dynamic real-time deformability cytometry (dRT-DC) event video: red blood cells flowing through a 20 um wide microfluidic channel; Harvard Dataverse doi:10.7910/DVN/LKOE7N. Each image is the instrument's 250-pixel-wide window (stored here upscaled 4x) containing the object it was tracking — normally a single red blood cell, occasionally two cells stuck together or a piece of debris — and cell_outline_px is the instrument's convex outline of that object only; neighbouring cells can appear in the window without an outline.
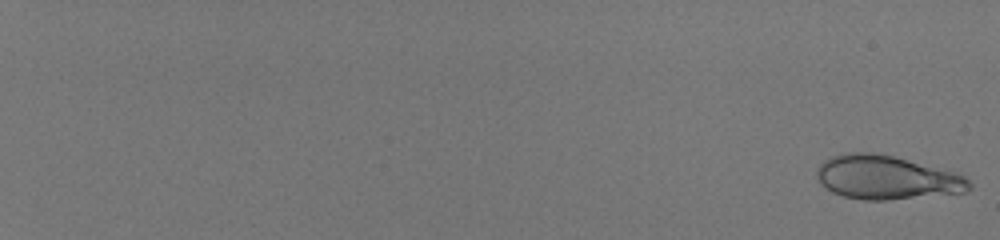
{"species": "human", "species_latin": "Homo sapiens", "temperature_condition": "room temperature", "stored_images_in_passage": 57, "camera_frame_rate_fps": 3000, "um_per_image_px": 0.085, "donor": {"sex": "male"}, "frame": {"image": 1, "passage_image": 1, "time_ms": 0.0, "image_size_px": [1000, 240], "cell_outline_px": [[972, 188], [964, 192], [888, 200], [864, 200], [844, 196], [832, 192], [820, 184], [816, 176], [816, 168], [824, 160], [832, 156], [844, 152], [872, 152], [892, 156], [908, 160], [952, 172], [964, 176], [972, 184]], "centroid_in_image_um": [75.29, 15.09], "position_along_channel_um": 9.7, "area_um2": 38.73}}
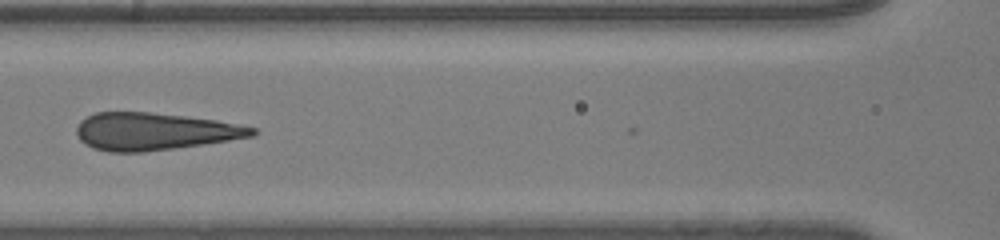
{"frame": {"image": 2, "passage_image": 33, "time_ms": 10.667, "image_size_px": [1000, 240], "cell_outline_px": [[256, 132], [252, 136], [204, 144], [144, 152], [108, 152], [92, 148], [84, 144], [80, 140], [76, 132], [76, 128], [80, 120], [96, 112], [152, 112], [216, 120], [240, 124], [256, 128]], "centroid_in_image_um": [13.08, 11.17], "position_along_channel_um": 153.5, "area_um2": 38.26}}
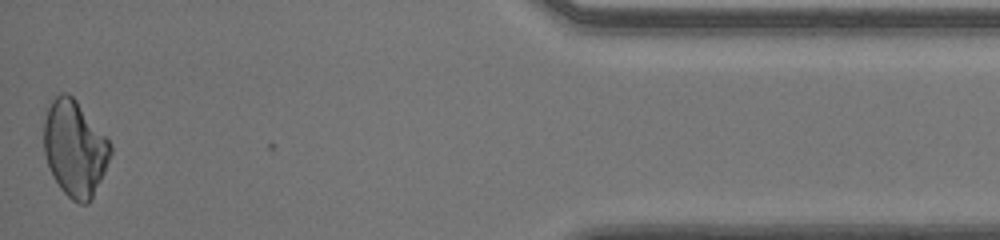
{"frame": {"image": 3, "passage_image": 57, "time_ms": 18.667, "image_size_px": [1000, 240], "cell_outline_px": [[112, 152], [104, 172], [88, 204], [80, 204], [72, 200], [60, 188], [52, 176], [44, 152], [44, 120], [48, 108], [52, 100], [60, 92], [68, 92], [76, 100], [108, 136], [112, 144]], "centroid_in_image_um": [6.37, 12.59], "position_along_channel_um": 428.8, "area_um2": 37.34}, "authors_computed_cell_mechanics": {"area_um2": 37.7434, "velocity_mm_per_s": 4.0708, "shape_relaxation_time_tau1_ms": 11.1072, "shape_relaxation_time_tau2_ms": 0.625, "deformation_change_tau1": 0.2695, "deformation_change_tau2": 0.0537}}